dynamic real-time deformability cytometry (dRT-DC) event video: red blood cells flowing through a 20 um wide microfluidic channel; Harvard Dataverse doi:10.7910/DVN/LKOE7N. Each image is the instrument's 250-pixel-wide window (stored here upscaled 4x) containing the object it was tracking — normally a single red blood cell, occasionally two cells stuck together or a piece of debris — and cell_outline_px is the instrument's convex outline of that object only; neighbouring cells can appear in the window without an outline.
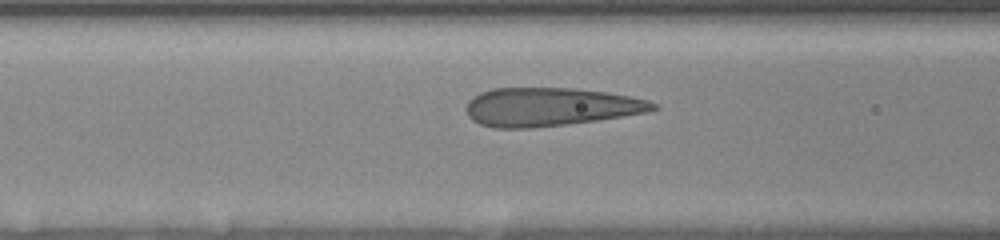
{"species": "human", "species_latin": "Homo sapiens", "temperature_condition": "room temperature", "stored_images_in_passage": 9, "camera_frame_rate_fps": 3000, "um_per_image_px": 0.085, "donor": {"sex": "female"}, "frame": {"image": 1, "passage_image": 8, "time_ms": 3.333, "image_size_px": [1000, 240], "cell_outline_px": [[660, 108], [648, 112], [596, 120], [532, 128], [492, 128], [480, 124], [472, 120], [468, 116], [468, 100], [472, 96], [480, 92], [492, 88], [576, 88], [632, 96], [648, 100], [656, 104]], "centroid_in_image_um": [46.76, 9.08], "position_along_channel_um": 119.8, "area_um2": 41.85}}